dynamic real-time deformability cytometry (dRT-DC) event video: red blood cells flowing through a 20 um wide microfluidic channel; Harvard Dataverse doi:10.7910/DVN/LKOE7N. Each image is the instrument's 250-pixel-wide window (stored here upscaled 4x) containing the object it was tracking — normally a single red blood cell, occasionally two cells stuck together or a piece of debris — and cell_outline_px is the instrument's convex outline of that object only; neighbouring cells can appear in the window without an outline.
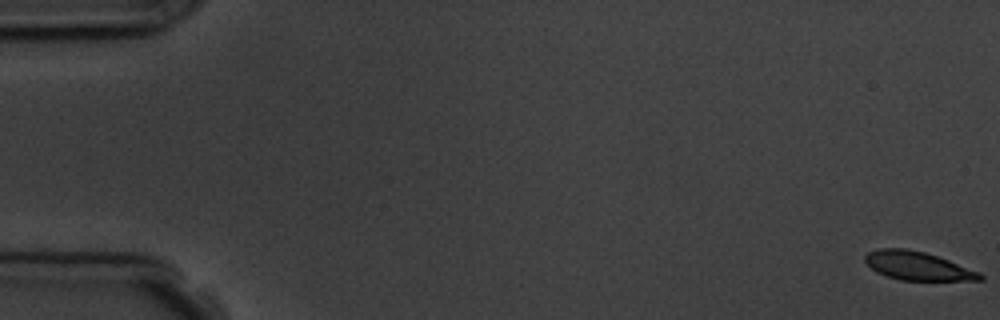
{"species": "common noctule bat (a hibernating species)", "species_latin": "Nyctalus noctula", "temperature_condition": "room temperature", "stored_images_in_passage": 5, "camera_frame_rate_fps": 3000, "um_per_image_px": 0.085, "animal": {"sex": "male", "body_mass_g": 19.5, "forearm_length_mm": 54.6}, "frame": {"image": 1, "passage_image": 1, "time_ms": 0.0, "image_size_px": [1000, 320], "cell_outline_px": [[984, 280], [900, 280], [876, 272], [864, 260], [864, 256], [868, 252], [876, 248], [908, 248], [924, 252], [948, 260], [980, 272], [984, 276]], "centroid_in_image_um": [77.98, 22.59], "position_along_channel_um": 7.0, "area_um2": 19.02}}
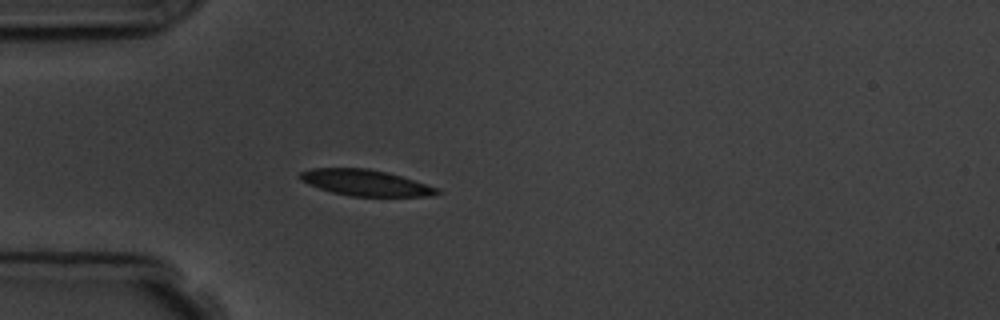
{"frame": {"image": 2, "passage_image": 5, "time_ms": 5.333, "image_size_px": [1000, 320], "cell_outline_px": [[444, 192], [428, 196], [352, 196], [332, 192], [308, 184], [300, 180], [300, 172], [312, 168], [368, 168], [400, 176], [440, 188]], "centroid_in_image_um": [31.08, 15.53], "position_along_channel_um": 53.9, "area_um2": 20.63}}